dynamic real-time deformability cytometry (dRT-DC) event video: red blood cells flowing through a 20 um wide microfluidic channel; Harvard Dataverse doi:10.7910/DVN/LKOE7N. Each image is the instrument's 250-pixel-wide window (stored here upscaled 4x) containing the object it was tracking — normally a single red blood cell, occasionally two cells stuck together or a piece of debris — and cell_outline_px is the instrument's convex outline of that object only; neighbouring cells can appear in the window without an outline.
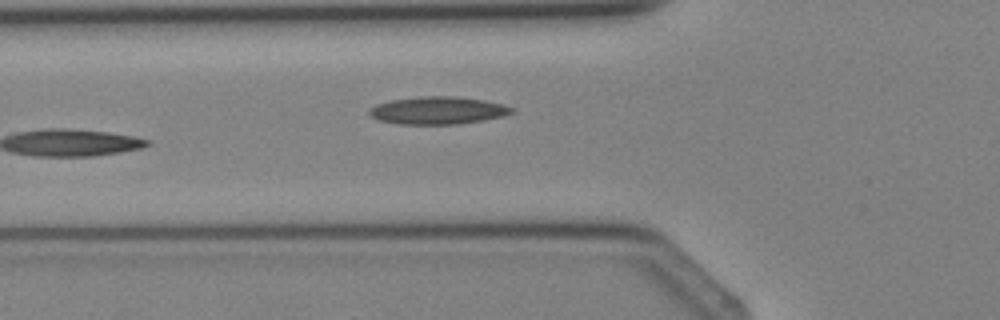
{"species": "Egyptian fruit bat (a non-hibernating species)", "species_latin": "Rousettus aegyptiacus", "temperature_condition": "cold", "stored_images_in_passage": 4, "camera_frame_rate_fps": 3000, "um_per_image_px": 0.085, "animal": {"sex": "female"}, "frame": {"image": 1, "passage_image": 4, "time_ms": 3.667, "image_size_px": [1000, 320], "cell_outline_px": [[516, 112], [504, 116], [484, 120], [460, 124], [400, 124], [380, 120], [372, 116], [368, 112], [368, 108], [376, 104], [392, 100], [420, 96], [456, 96], [484, 100], [504, 104], [512, 108]], "centroid_in_image_um": [37.25, 9.38], "position_along_channel_um": 88.5, "area_um2": 23.0}}